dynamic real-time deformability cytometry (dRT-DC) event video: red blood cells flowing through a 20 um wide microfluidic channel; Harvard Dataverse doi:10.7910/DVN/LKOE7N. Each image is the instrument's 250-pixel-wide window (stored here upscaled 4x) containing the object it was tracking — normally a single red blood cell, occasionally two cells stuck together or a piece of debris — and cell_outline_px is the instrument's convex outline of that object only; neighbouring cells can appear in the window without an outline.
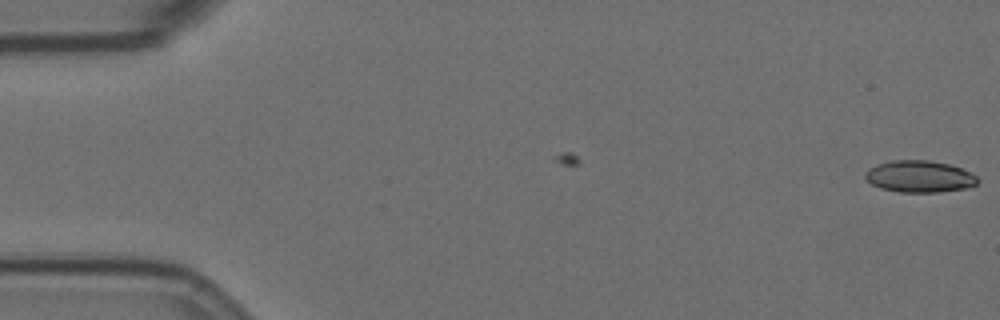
{"species": "Egyptian fruit bat (a non-hibernating species)", "species_latin": "Rousettus aegyptiacus", "temperature_condition": "room temperature", "stored_images_in_passage": 6, "camera_frame_rate_fps": 3000, "um_per_image_px": 0.085, "animal": {"sex": "female"}, "frame": {"image": 1, "passage_image": 6, "time_ms": 1.667, "image_size_px": [1000, 320], "cell_outline_px": [[980, 180], [976, 184], [964, 188], [936, 192], [900, 192], [880, 188], [872, 184], [864, 176], [864, 172], [876, 164], [888, 160], [928, 160], [948, 164], [960, 168], [976, 176]], "centroid_in_image_um": [78.11, 14.99], "position_along_channel_um": 6.9, "area_um2": 20.69}}